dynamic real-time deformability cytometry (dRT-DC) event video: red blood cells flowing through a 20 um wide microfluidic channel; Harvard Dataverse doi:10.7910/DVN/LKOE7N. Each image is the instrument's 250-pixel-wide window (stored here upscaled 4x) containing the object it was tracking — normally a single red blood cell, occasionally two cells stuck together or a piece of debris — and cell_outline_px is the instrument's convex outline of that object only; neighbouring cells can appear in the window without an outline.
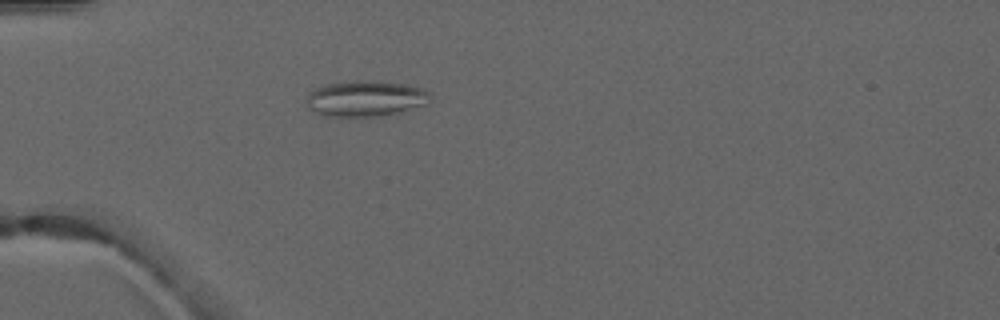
{"species": "common noctule bat (a hibernating species)", "species_latin": "Nyctalus noctula", "temperature_condition": "warm", "stored_images_in_passage": 3, "camera_frame_rate_fps": 3000, "um_per_image_px": 0.085, "animal": {"sex": "male", "forearm_length_mm": 52.5}, "frame": {"image": 1, "passage_image": 3, "time_ms": 2.667, "image_size_px": [1000, 320], "cell_outline_px": [[432, 96], [428, 104], [400, 112], [384, 116], [328, 116], [308, 108], [304, 104], [308, 92], [324, 84], [352, 80], [376, 80], [404, 84], [424, 88], [432, 92]], "centroid_in_image_um": [31.1, 8.36], "position_along_channel_um": 53.9, "area_um2": 26.41}}